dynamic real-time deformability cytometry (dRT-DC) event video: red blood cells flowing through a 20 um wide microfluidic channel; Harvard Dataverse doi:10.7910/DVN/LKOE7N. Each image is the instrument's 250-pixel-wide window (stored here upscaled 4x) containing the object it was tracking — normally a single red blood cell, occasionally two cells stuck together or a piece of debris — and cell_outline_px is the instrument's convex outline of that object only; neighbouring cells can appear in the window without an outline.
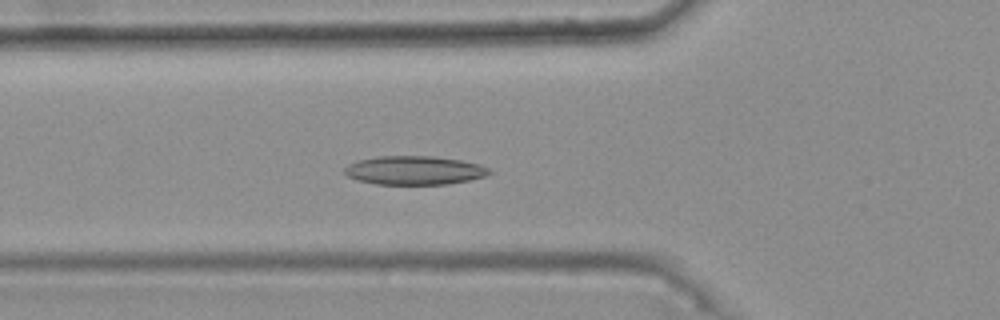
{"species": "common noctule bat (a hibernating species)", "species_latin": "Nyctalus noctula", "temperature_condition": "warm", "stored_images_in_passage": 33, "camera_frame_rate_fps": 3000, "um_per_image_px": 0.085, "animal": {"sex": "female", "body_mass_g": 25.1}, "frame": {"image": 1, "passage_image": 7, "time_ms": 2.0, "image_size_px": [1000, 320], "cell_outline_px": [[492, 172], [484, 176], [468, 180], [448, 184], [376, 184], [356, 180], [348, 176], [344, 172], [344, 168], [348, 164], [360, 160], [376, 156], [432, 156], [460, 160], [480, 164], [488, 168]], "centroid_in_image_um": [35.2, 14.48], "position_along_channel_um": 90.6, "area_um2": 24.16}}
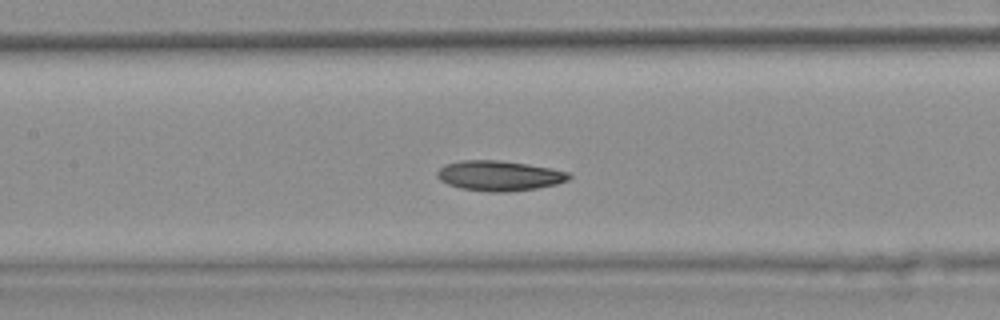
{"frame": {"image": 2, "passage_image": 13, "time_ms": 4.0, "image_size_px": [1000, 320], "cell_outline_px": [[572, 176], [568, 180], [556, 184], [536, 188], [504, 192], [488, 192], [460, 188], [448, 184], [440, 180], [436, 176], [436, 172], [444, 164], [460, 160], [500, 160], [528, 164], [552, 168], [568, 172]], "centroid_in_image_um": [42.41, 14.93], "position_along_channel_um": 165.0, "area_um2": 23.24}}
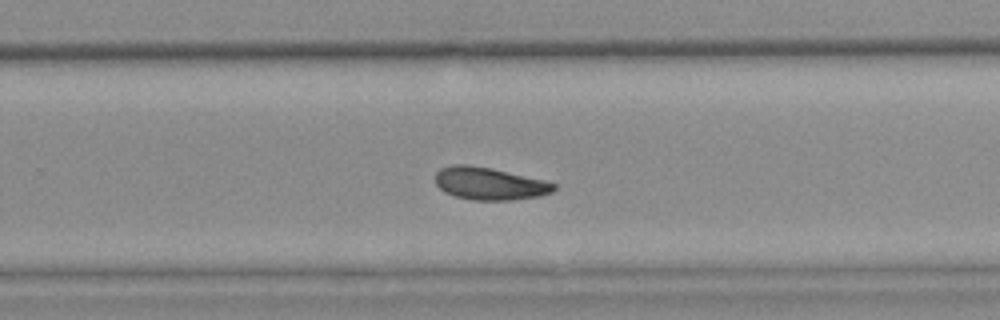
{"frame": {"image": 3, "passage_image": 23, "time_ms": 7.333, "image_size_px": [1000, 320], "cell_outline_px": [[556, 188], [552, 192], [540, 196], [512, 200], [472, 200], [456, 196], [444, 192], [436, 184], [436, 172], [440, 168], [452, 164], [468, 164], [492, 168], [544, 180], [556, 184]], "centroid_in_image_um": [41.6, 15.6], "position_along_channel_um": 288.2, "area_um2": 22.54}, "authors_computed_cell_mechanics": {"area_um2": 22.542, "velocity_mm_per_s": 3.7045, "shape_relaxation_time_tau1_ms": null, "shape_relaxation_time_tau2_ms": 5.3459, "deformation_change_tau1": null, "deformation_change_tau2": 0.1015}}